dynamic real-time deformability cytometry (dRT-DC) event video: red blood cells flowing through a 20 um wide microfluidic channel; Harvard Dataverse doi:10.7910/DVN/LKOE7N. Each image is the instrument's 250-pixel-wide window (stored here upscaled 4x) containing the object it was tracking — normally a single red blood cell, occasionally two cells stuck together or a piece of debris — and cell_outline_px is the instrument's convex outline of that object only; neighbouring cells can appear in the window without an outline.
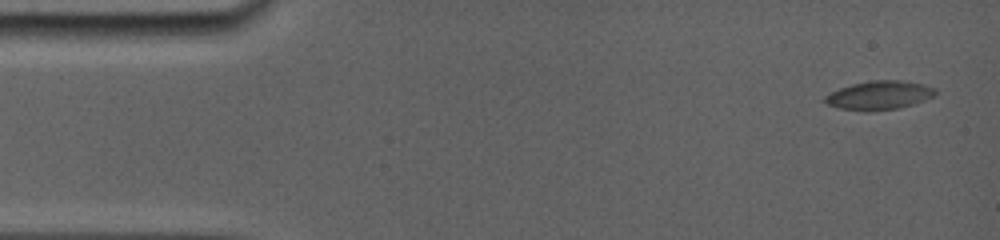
{"species": "common noctule bat (a hibernating species)", "species_latin": "Nyctalus noctula", "temperature_condition": "room temperature", "stored_images_in_passage": 7, "camera_frame_rate_fps": 5000, "um_per_image_px": 0.085, "animal": {"sex": "female", "body_mass_g": 19.0, "forearm_length_mm": 56.7}, "frame": {"image": 1, "passage_image": 1, "time_ms": 0.0, "image_size_px": [1000, 240], "cell_outline_px": [[936, 92], [932, 96], [924, 100], [912, 104], [896, 108], [872, 112], [864, 112], [840, 108], [828, 104], [824, 100], [824, 96], [840, 88], [852, 84], [872, 80], [900, 80], [920, 84], [936, 88]], "centroid_in_image_um": [74.7, 8.11], "position_along_channel_um": 10.3, "area_um2": 18.32}}
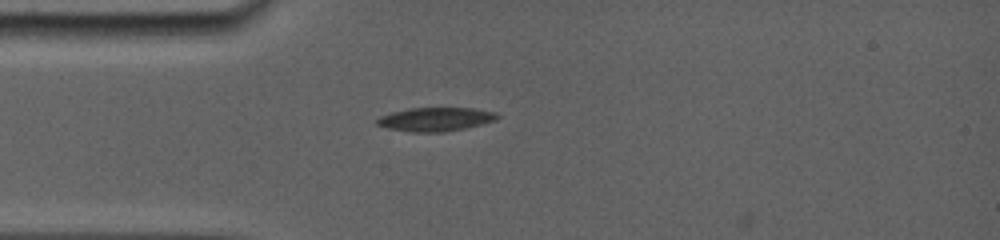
{"frame": {"image": 2, "passage_image": 6, "time_ms": 3.6, "image_size_px": [1000, 240], "cell_outline_px": [[500, 116], [496, 120], [464, 128], [444, 132], [412, 132], [388, 128], [376, 124], [376, 120], [380, 116], [392, 112], [408, 108], [476, 108], [496, 112]], "centroid_in_image_um": [37.03, 10.13], "position_along_channel_um": 48.0, "area_um2": 16.59}}